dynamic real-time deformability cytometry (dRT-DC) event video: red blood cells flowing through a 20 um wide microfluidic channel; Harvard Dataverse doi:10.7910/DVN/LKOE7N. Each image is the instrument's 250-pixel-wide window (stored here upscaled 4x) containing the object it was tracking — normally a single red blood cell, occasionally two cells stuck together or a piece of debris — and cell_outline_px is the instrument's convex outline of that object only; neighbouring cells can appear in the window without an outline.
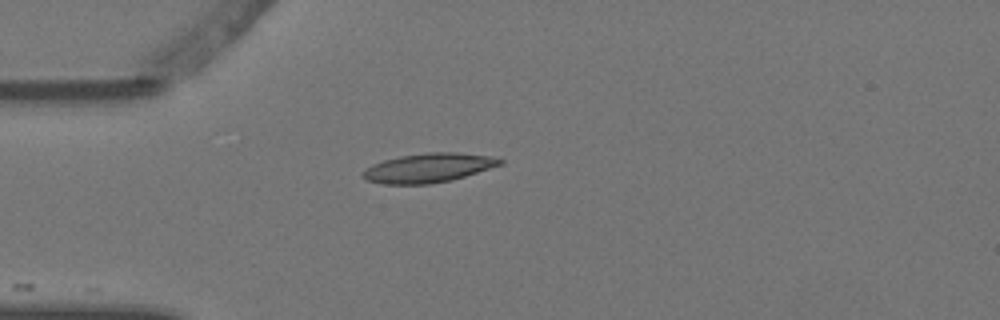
{"species": "Egyptian fruit bat (a non-hibernating species)", "species_latin": "Rousettus aegyptiacus", "temperature_condition": "warm", "stored_images_in_passage": 1, "camera_frame_rate_fps": 3000, "um_per_image_px": 0.085, "animal": {"sex": "female"}, "frame": {"image": 1, "passage_image": 1, "time_ms": 0.0, "image_size_px": [1000, 320], "cell_outline_px": [[504, 164], [452, 180], [428, 184], [384, 184], [368, 180], [360, 176], [360, 172], [372, 164], [384, 160], [400, 156], [424, 152], [456, 152], [492, 156], [504, 160]], "centroid_in_image_um": [36.42, 14.26], "position_along_channel_um": 48.6, "area_um2": 23.52}}